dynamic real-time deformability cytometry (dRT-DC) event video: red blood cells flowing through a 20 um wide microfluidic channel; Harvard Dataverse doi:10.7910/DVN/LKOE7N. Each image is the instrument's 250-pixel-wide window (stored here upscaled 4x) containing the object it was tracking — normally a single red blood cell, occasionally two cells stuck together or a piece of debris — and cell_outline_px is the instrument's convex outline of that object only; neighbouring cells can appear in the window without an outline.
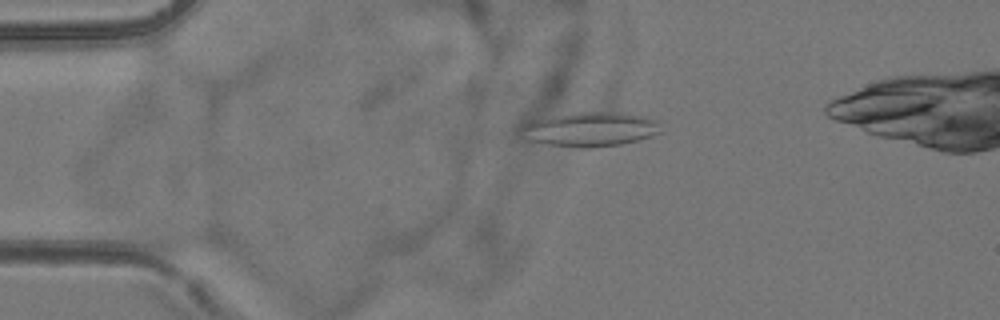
{"species": "common noctule bat (a hibernating species)", "species_latin": "Nyctalus noctula", "temperature_condition": "room temperature", "stored_images_in_passage": 5, "camera_frame_rate_fps": 3000, "um_per_image_px": 0.085, "animal": {"sex": "female", "body_mass_g": 24.6, "forearm_length_mm": 56.2}, "frame": {"image": 1, "passage_image": 5, "time_ms": 4.667, "image_size_px": [1000, 320], "cell_outline_px": [[660, 132], [652, 136], [620, 144], [592, 148], [576, 148], [544, 144], [528, 140], [516, 132], [520, 124], [528, 120], [576, 112], [624, 112], [644, 116], [656, 120]], "centroid_in_image_um": [50.04, 10.99], "position_along_channel_um": 35.0, "area_um2": 28.55}}